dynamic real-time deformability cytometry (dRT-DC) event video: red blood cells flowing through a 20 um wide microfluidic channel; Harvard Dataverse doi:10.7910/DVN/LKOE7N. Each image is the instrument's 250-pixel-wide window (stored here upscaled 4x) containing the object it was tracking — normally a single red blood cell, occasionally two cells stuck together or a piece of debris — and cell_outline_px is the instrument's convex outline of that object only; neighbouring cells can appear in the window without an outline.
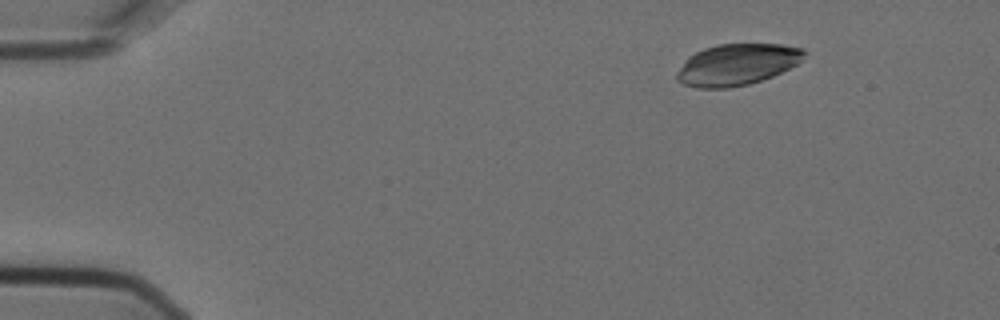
{"species": "Egyptian fruit bat (a non-hibernating species)", "species_latin": "Rousettus aegyptiacus", "temperature_condition": "cold", "stored_images_in_passage": 3, "camera_frame_rate_fps": 3000, "um_per_image_px": 0.085, "animal": {"sex": "female"}, "frame": {"image": 1, "passage_image": 1, "time_ms": 0.0, "image_size_px": [1000, 320], "cell_outline_px": [[804, 52], [800, 60], [796, 64], [772, 76], [748, 84], [728, 88], [696, 88], [684, 84], [676, 80], [676, 72], [688, 56], [704, 48], [716, 44], [784, 44], [804, 48]], "centroid_in_image_um": [62.59, 5.48], "position_along_channel_um": 22.4, "area_um2": 30.58}}